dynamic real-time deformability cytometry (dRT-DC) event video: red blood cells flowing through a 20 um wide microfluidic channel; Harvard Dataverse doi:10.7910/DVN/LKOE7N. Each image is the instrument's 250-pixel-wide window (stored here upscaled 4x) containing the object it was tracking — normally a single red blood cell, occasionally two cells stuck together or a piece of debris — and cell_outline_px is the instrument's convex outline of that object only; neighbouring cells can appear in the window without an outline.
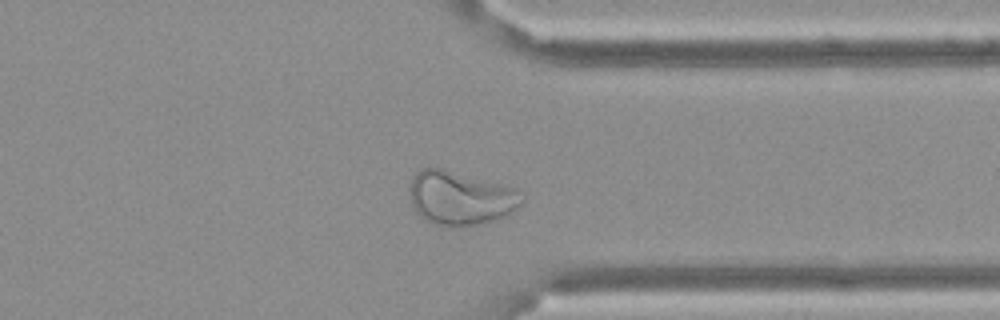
{"species": "Egyptian fruit bat (a non-hibernating species)", "species_latin": "Rousettus aegyptiacus", "temperature_condition": "cold", "stored_images_in_passage": 57, "camera_frame_rate_fps": 3000, "um_per_image_px": 0.085, "frame": {"image": 1, "passage_image": 43, "time_ms": 14.0, "image_size_px": [1000, 320], "cell_outline_px": [[524, 200], [516, 208], [492, 220], [480, 224], [432, 224], [424, 220], [416, 212], [412, 204], [408, 188], [416, 172], [420, 168], [440, 168], [512, 188], [524, 196]], "centroid_in_image_um": [39.05, 16.81], "position_along_channel_um": 372.3, "area_um2": 33.99}}
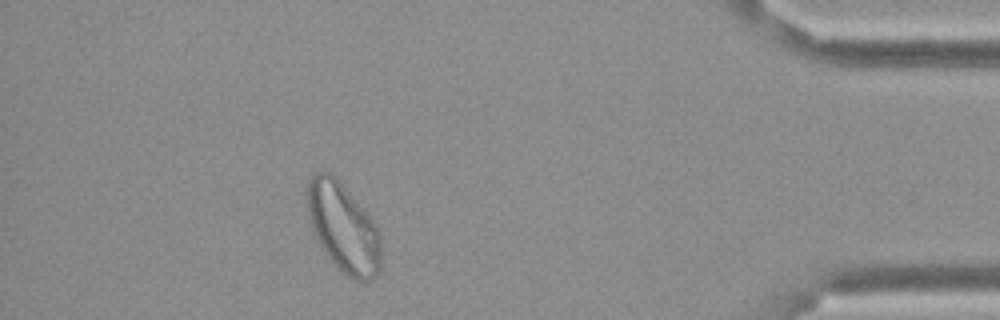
{"frame": {"image": 2, "passage_image": 50, "time_ms": 16.333, "image_size_px": [1000, 320], "cell_outline_px": [[380, 272], [368, 284], [352, 280], [328, 256], [320, 244], [312, 228], [308, 216], [308, 180], [312, 172], [328, 172], [344, 188], [376, 224], [380, 232]], "centroid_in_image_um": [29.21, 19.41], "position_along_channel_um": 406.0, "area_um2": 37.69}}